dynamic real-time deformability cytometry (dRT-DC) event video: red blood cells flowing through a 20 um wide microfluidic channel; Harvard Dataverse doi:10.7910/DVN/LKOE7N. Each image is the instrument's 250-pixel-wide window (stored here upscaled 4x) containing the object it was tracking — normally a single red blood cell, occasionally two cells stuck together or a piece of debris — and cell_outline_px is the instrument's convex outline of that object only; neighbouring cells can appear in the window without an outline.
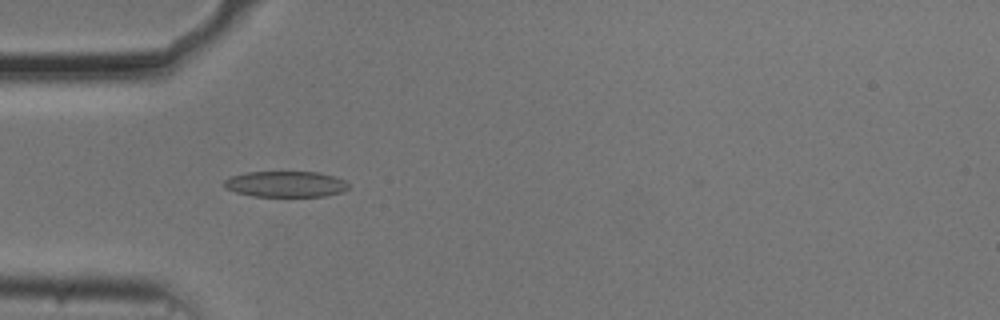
{"species": "common noctule bat (a hibernating species)", "species_latin": "Nyctalus noctula", "temperature_condition": "cold", "stored_images_in_passage": 29, "camera_frame_rate_fps": 3000, "um_per_image_px": 0.085, "animal": {"sex": "male", "body_mass_g": 20.5, "forearm_length_mm": 52.5}, "frame": {"image": 1, "passage_image": 1, "time_ms": 0.0, "image_size_px": [1000, 320], "cell_outline_px": [[348, 188], [344, 192], [324, 196], [252, 196], [236, 192], [228, 188], [224, 184], [224, 180], [228, 176], [248, 172], [320, 172], [344, 180], [348, 184]], "centroid_in_image_um": [24.29, 15.64], "position_along_channel_um": 60.7, "area_um2": 18.73}}
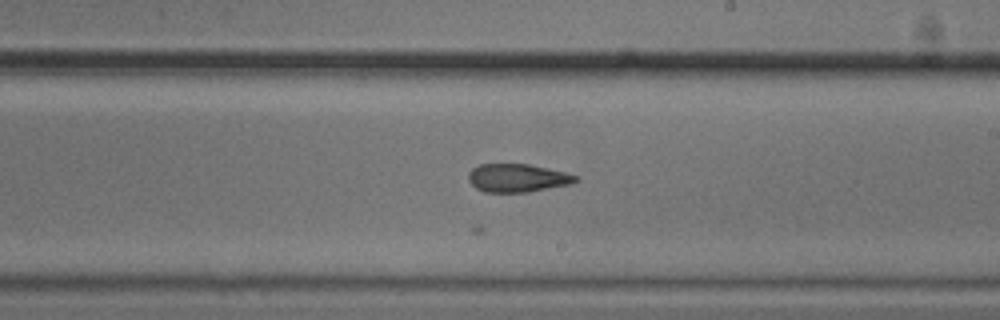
{"frame": {"image": 2, "passage_image": 16, "time_ms": 5.0, "image_size_px": [1000, 320], "cell_outline_px": [[576, 180], [568, 184], [528, 192], [484, 192], [476, 188], [468, 180], [468, 172], [472, 168], [480, 164], [528, 164], [564, 172], [576, 176]], "centroid_in_image_um": [43.89, 15.12], "position_along_channel_um": 245.1, "area_um2": 17.34}}
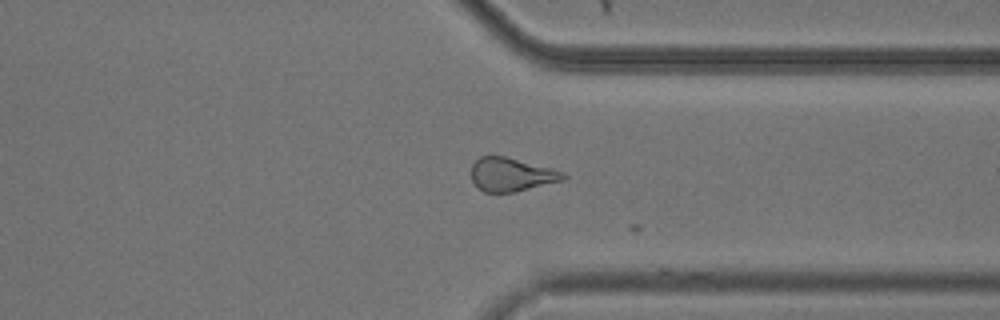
{"frame": {"image": 3, "passage_image": 26, "time_ms": 8.333, "image_size_px": [1000, 320], "cell_outline_px": [[568, 176], [564, 180], [516, 192], [484, 192], [472, 180], [472, 164], [480, 156], [504, 156], [564, 172]], "centroid_in_image_um": [43.48, 14.84], "position_along_channel_um": 367.9, "area_um2": 17.74}}